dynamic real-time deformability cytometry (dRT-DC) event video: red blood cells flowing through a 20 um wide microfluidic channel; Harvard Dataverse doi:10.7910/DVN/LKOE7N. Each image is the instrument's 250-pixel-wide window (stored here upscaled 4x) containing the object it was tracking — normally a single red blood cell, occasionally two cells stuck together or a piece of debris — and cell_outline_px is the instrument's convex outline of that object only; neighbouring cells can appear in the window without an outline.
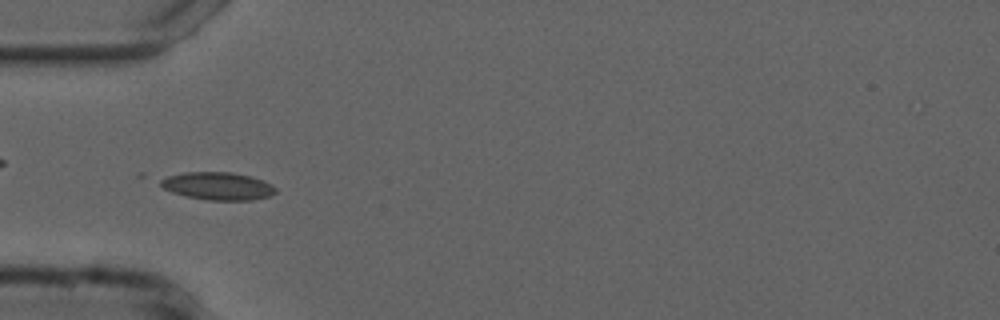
{"species": "common noctule bat (a hibernating species)", "species_latin": "Nyctalus noctula", "temperature_condition": "cold", "stored_images_in_passage": 52, "camera_frame_rate_fps": 3000, "um_per_image_px": 0.085, "animal": {"sex": "male", "forearm_length_mm": 52.5}, "frame": {"image": 1, "passage_image": 15, "time_ms": 4.667, "image_size_px": [1000, 320], "cell_outline_px": [[276, 192], [268, 196], [252, 200], [208, 200], [188, 196], [172, 192], [164, 188], [160, 184], [160, 180], [168, 176], [184, 172], [232, 172], [252, 176], [272, 184], [276, 188]], "centroid_in_image_um": [18.54, 15.8], "position_along_channel_um": 66.5, "area_um2": 18.5}}
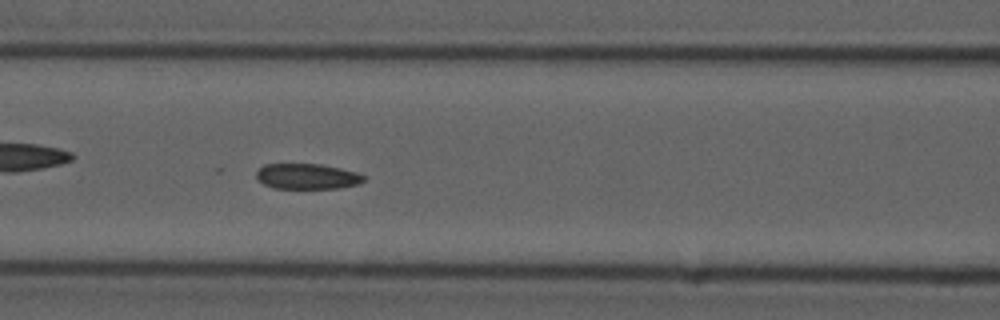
{"frame": {"image": 2, "passage_image": 21, "time_ms": 6.667, "image_size_px": [1000, 320], "cell_outline_px": [[368, 176], [360, 184], [340, 188], [276, 188], [264, 184], [256, 176], [256, 172], [264, 164], [320, 164], [340, 168], [356, 172]], "centroid_in_image_um": [26.16, 14.99], "position_along_channel_um": 140.4, "area_um2": 15.95}}
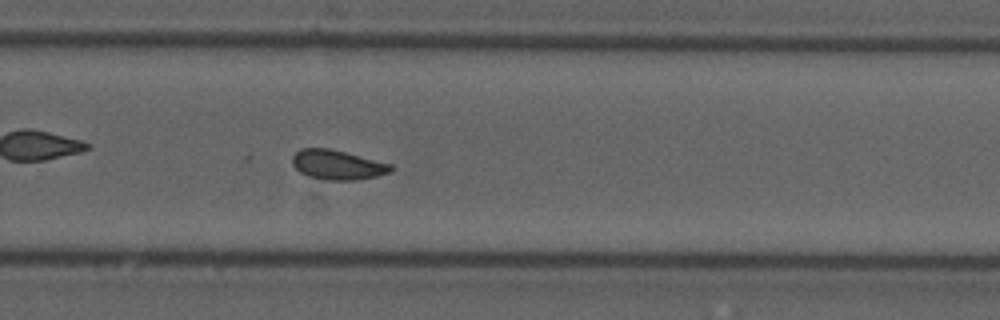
{"frame": {"image": 3, "passage_image": 34, "time_ms": 11.0, "image_size_px": [1000, 320], "cell_outline_px": [[392, 172], [376, 176], [352, 180], [324, 180], [308, 176], [300, 172], [292, 164], [292, 156], [300, 148], [328, 148], [392, 164]], "centroid_in_image_um": [28.66, 14.01], "position_along_channel_um": 301.1, "area_um2": 16.88}, "authors_computed_cell_mechanics": {"area_um2": 17.3978, "velocity_mm_per_s": 3.7227, "shape_relaxation_time_tau1_ms": null, "shape_relaxation_time_tau2_ms": 2.1731, "deformation_change_tau1": null, "deformation_change_tau2": 0.0699}}